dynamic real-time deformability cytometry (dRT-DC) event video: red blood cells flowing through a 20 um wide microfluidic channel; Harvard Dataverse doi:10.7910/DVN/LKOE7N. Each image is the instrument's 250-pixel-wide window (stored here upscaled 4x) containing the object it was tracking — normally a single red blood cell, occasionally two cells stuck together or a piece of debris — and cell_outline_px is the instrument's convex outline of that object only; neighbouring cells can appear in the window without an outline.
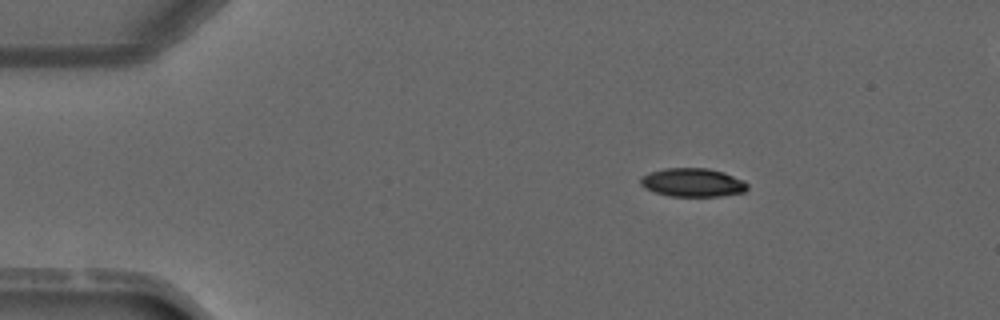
{"species": "common noctule bat (a hibernating species)", "species_latin": "Nyctalus noctula", "temperature_condition": "warm", "stored_images_in_passage": 4, "camera_frame_rate_fps": 3000, "um_per_image_px": 0.085, "animal": {"sex": "male", "forearm_length_mm": 52.5}, "frame": {"image": 1, "passage_image": 1, "time_ms": 0.0, "image_size_px": [1000, 320], "cell_outline_px": [[748, 188], [744, 192], [720, 196], [668, 196], [644, 188], [640, 184], [640, 176], [664, 168], [708, 168], [724, 172], [744, 180], [748, 184]], "centroid_in_image_um": [58.88, 15.51], "position_along_channel_um": 26.1, "area_um2": 17.86}}
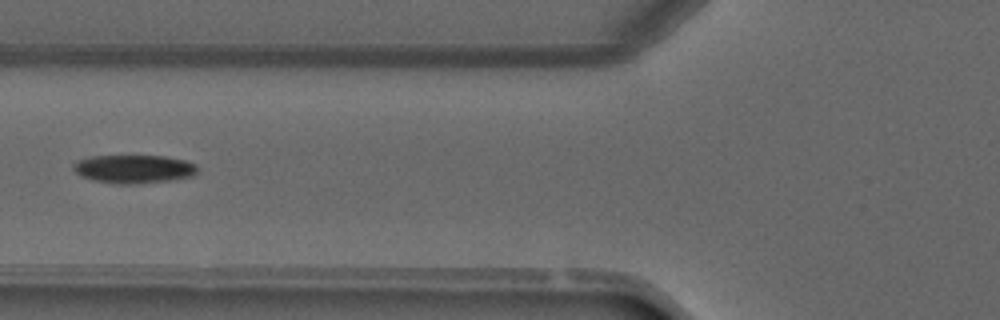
{"frame": {"image": 2, "passage_image": 4, "time_ms": 3.333, "image_size_px": [1000, 320], "cell_outline_px": [[200, 168], [192, 176], [168, 180], [128, 184], [124, 184], [92, 180], [80, 176], [72, 168], [72, 164], [80, 160], [92, 156], [164, 156], [184, 160], [196, 164]], "centroid_in_image_um": [11.37, 14.35], "position_along_channel_um": 114.4, "area_um2": 20.29}}